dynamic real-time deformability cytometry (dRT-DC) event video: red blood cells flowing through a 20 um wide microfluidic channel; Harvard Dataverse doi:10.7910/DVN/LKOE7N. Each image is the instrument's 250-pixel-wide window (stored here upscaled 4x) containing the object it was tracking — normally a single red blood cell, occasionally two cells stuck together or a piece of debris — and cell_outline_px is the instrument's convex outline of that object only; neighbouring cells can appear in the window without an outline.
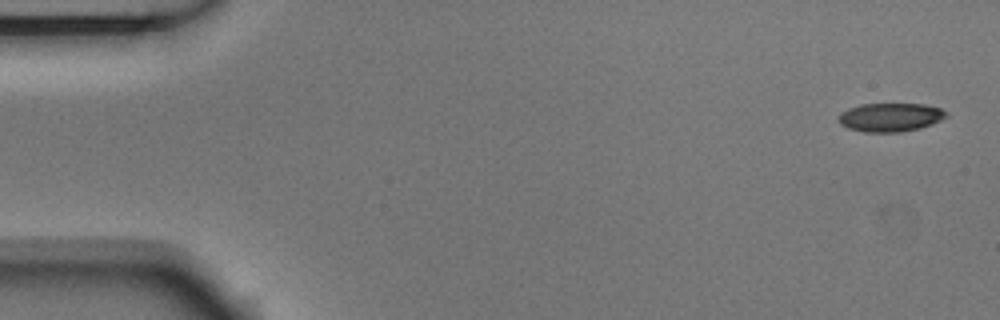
{"species": "Egyptian fruit bat (a non-hibernating species)", "species_latin": "Rousettus aegyptiacus", "temperature_condition": "room temperature", "stored_images_in_passage": 5, "camera_frame_rate_fps": 3000, "um_per_image_px": 0.085, "animal": {"sex": "male"}, "frame": {"image": 1, "passage_image": 1, "time_ms": 0.0, "image_size_px": [1000, 320], "cell_outline_px": [[948, 116], [932, 124], [920, 128], [900, 132], [864, 132], [848, 128], [840, 124], [836, 116], [840, 112], [848, 108], [860, 104], [924, 104], [940, 108], [948, 112]], "centroid_in_image_um": [75.65, 9.96], "position_along_channel_um": 9.3, "area_um2": 18.15}}
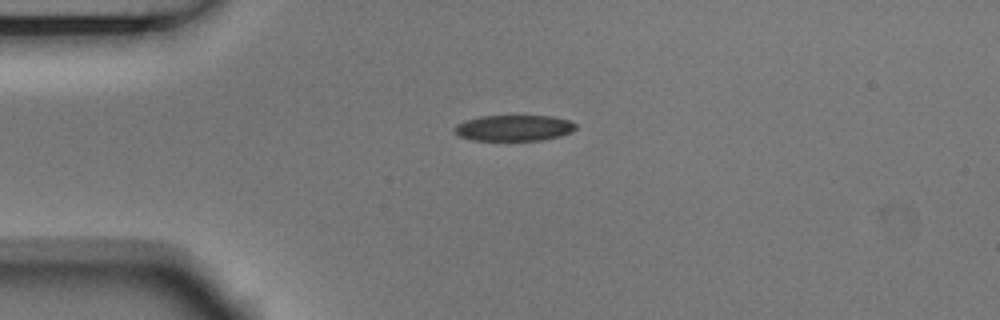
{"frame": {"image": 2, "passage_image": 4, "time_ms": 1.0, "image_size_px": [1000, 320], "cell_outline_px": [[576, 128], [572, 132], [560, 136], [540, 140], [472, 140], [460, 136], [452, 128], [456, 124], [464, 120], [480, 116], [552, 116], [568, 120], [576, 124]], "centroid_in_image_um": [43.67, 10.87], "position_along_channel_um": 41.3, "area_um2": 18.32}}